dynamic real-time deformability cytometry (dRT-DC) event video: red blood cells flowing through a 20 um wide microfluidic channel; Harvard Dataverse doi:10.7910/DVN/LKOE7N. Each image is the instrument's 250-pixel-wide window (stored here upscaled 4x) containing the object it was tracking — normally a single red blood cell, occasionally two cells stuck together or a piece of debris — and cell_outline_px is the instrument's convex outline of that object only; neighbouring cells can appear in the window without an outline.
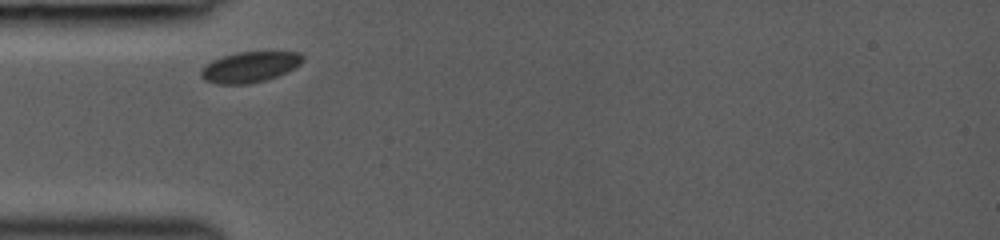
{"species": "common noctule bat (a hibernating species)", "species_latin": "Nyctalus noctula", "temperature_condition": "room temperature", "stored_images_in_passage": 17, "camera_frame_rate_fps": 3000, "um_per_image_px": 0.085, "animal": {"sex": "female", "body_mass_g": 19.0, "forearm_length_mm": 53.3}, "frame": {"image": 1, "passage_image": 1, "time_ms": 0.0, "image_size_px": [1000, 240], "cell_outline_px": [[304, 60], [300, 64], [268, 80], [248, 84], [216, 84], [204, 80], [200, 76], [200, 68], [212, 60], [224, 56], [240, 52], [300, 52], [304, 56]], "centroid_in_image_um": [21.2, 5.7], "position_along_channel_um": 63.8, "area_um2": 18.15}}
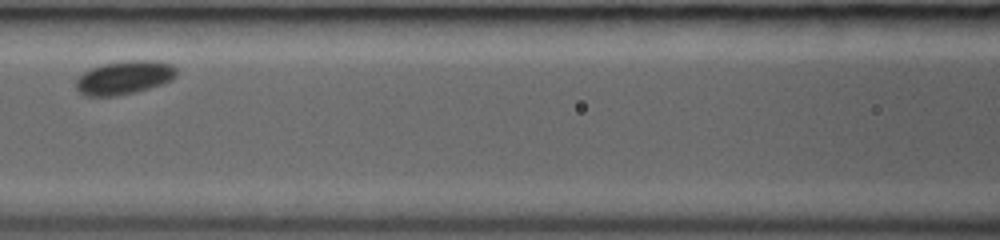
{"frame": {"image": 2, "passage_image": 5, "time_ms": 2.333, "image_size_px": [1000, 240], "cell_outline_px": [[176, 76], [172, 80], [164, 84], [136, 92], [116, 96], [84, 96], [76, 88], [76, 80], [84, 72], [92, 68], [104, 64], [124, 60], [160, 60], [172, 64], [176, 68]], "centroid_in_image_um": [10.61, 6.59], "position_along_channel_um": 156.0, "area_um2": 19.88}}
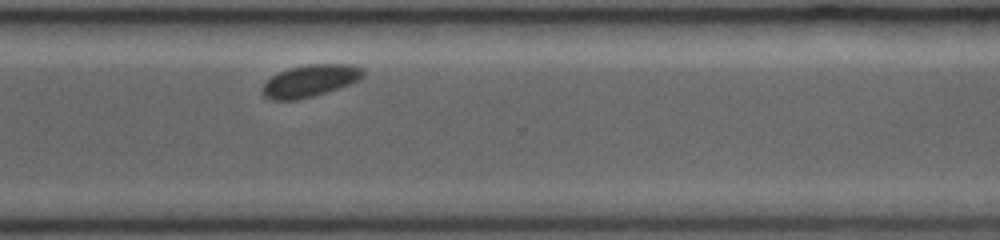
{"frame": {"image": 3, "passage_image": 17, "time_ms": 7.0, "image_size_px": [1000, 240], "cell_outline_px": [[364, 76], [360, 80], [312, 96], [296, 100], [272, 100], [264, 96], [260, 92], [264, 84], [272, 76], [288, 68], [308, 64], [352, 64], [364, 68]], "centroid_in_image_um": [26.36, 6.85], "position_along_channel_um": 344.2, "area_um2": 18.73}}